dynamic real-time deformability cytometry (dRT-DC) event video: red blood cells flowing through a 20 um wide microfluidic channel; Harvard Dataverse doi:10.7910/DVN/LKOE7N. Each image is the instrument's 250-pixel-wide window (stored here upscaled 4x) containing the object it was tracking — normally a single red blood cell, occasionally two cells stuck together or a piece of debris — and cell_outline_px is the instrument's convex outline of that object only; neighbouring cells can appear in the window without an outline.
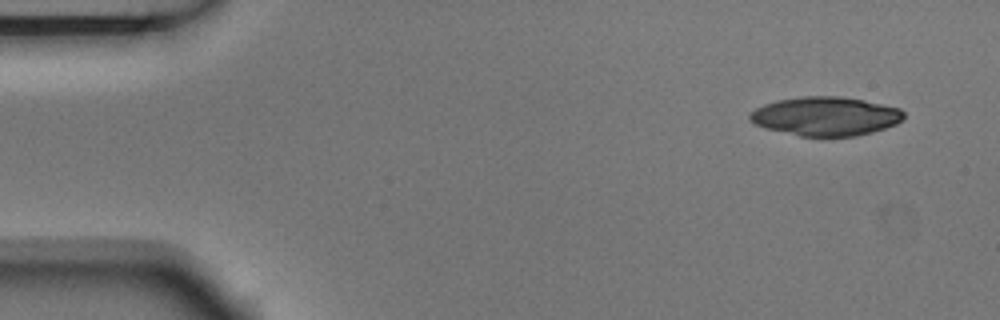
{"species": "Egyptian fruit bat (a non-hibernating species)", "species_latin": "Rousettus aegyptiacus", "temperature_condition": "room temperature", "stored_images_in_passage": 4, "camera_frame_rate_fps": 3000, "um_per_image_px": 0.085, "animal": {"sex": "male"}, "frame": {"image": 1, "passage_image": 1, "time_ms": 0.0, "image_size_px": [1000, 320], "cell_outline_px": [[904, 116], [896, 124], [872, 132], [856, 136], [800, 136], [764, 128], [748, 120], [748, 116], [756, 108], [764, 104], [776, 100], [804, 96], [840, 96], [864, 100], [900, 108], [904, 112]], "centroid_in_image_um": [70.16, 9.87], "position_along_channel_um": 14.8, "area_um2": 34.85}}